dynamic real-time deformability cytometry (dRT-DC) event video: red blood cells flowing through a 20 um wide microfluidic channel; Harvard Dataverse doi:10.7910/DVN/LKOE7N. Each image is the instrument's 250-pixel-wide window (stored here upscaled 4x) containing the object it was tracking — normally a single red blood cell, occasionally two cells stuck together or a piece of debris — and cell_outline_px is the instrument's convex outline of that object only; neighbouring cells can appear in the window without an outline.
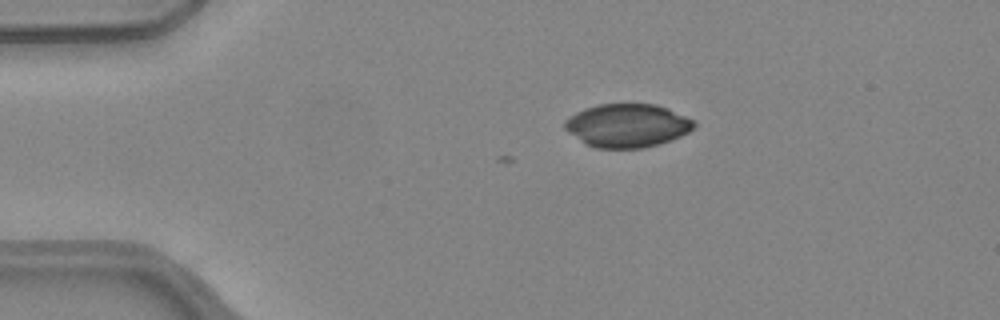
{"species": "common noctule bat (a hibernating species)", "species_latin": "Nyctalus noctula", "temperature_condition": "warm", "stored_images_in_passage": 3, "camera_frame_rate_fps": 3000, "um_per_image_px": 0.085, "animal": {"sex": "female", "body_mass_g": 24.6, "forearm_length_mm": 56.2}, "frame": {"image": 1, "passage_image": 1, "time_ms": 0.0, "image_size_px": [1000, 320], "cell_outline_px": [[696, 124], [688, 132], [672, 140], [660, 144], [644, 148], [596, 148], [580, 140], [568, 132], [564, 128], [564, 120], [568, 116], [584, 108], [600, 104], [656, 104], [668, 108], [696, 120]], "centroid_in_image_um": [53.33, 10.66], "position_along_channel_um": 31.7, "area_um2": 32.89}}